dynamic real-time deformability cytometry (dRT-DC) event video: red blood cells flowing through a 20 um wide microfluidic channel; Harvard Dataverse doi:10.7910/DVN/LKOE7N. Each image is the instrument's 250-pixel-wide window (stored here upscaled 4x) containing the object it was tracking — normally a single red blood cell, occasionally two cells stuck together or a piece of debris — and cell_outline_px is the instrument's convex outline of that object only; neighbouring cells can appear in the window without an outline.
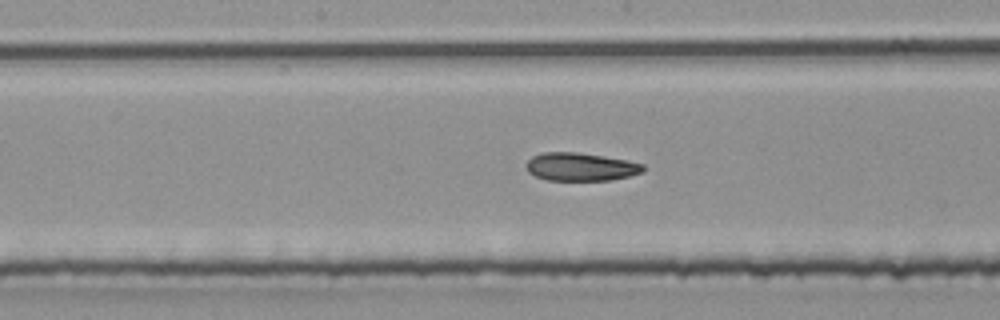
{"species": "common noctule bat (a hibernating species)", "species_latin": "Nyctalus noctula", "temperature_condition": "room temperature", "stored_images_in_passage": 27, "segment_of_instrument_passage": [2, 2], "camera_frame_rate_fps": 3000, "um_per_image_px": 0.085, "animal": {"sex": "male", "body_mass_g": 20.4}, "frame": {"image": 1, "passage_image": 12, "time_ms": 3.667, "image_size_px": [1000, 320], "cell_outline_px": [[644, 172], [628, 176], [608, 180], [548, 180], [536, 176], [528, 172], [524, 164], [532, 156], [544, 152], [576, 152], [604, 156], [644, 164]], "centroid_in_image_um": [49.32, 14.17], "position_along_channel_um": 198.9, "area_um2": 19.07}}